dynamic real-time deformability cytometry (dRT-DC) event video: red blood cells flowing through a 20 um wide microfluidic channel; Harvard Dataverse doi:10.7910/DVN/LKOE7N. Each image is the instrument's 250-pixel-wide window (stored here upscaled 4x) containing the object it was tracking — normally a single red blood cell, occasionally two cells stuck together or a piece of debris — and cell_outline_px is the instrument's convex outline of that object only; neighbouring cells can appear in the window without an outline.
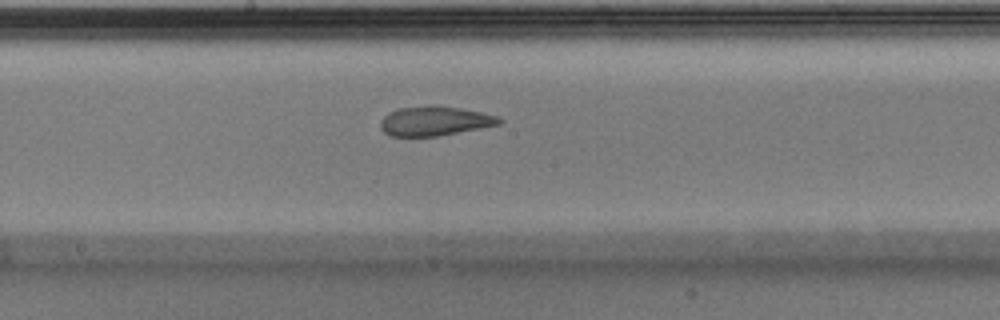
{"species": "Egyptian fruit bat (a non-hibernating species)", "species_latin": "Rousettus aegyptiacus", "temperature_condition": "warm", "stored_images_in_passage": 34, "camera_frame_rate_fps": 3000, "um_per_image_px": 0.085, "animal": {"sex": "male"}, "frame": {"image": 1, "passage_image": 15, "time_ms": 4.667, "image_size_px": [1000, 320], "cell_outline_px": [[504, 120], [500, 124], [480, 128], [436, 136], [388, 136], [380, 128], [380, 120], [388, 112], [400, 108], [460, 108], [480, 112], [496, 116]], "centroid_in_image_um": [36.92, 10.33], "position_along_channel_um": 211.3, "area_um2": 19.54}}